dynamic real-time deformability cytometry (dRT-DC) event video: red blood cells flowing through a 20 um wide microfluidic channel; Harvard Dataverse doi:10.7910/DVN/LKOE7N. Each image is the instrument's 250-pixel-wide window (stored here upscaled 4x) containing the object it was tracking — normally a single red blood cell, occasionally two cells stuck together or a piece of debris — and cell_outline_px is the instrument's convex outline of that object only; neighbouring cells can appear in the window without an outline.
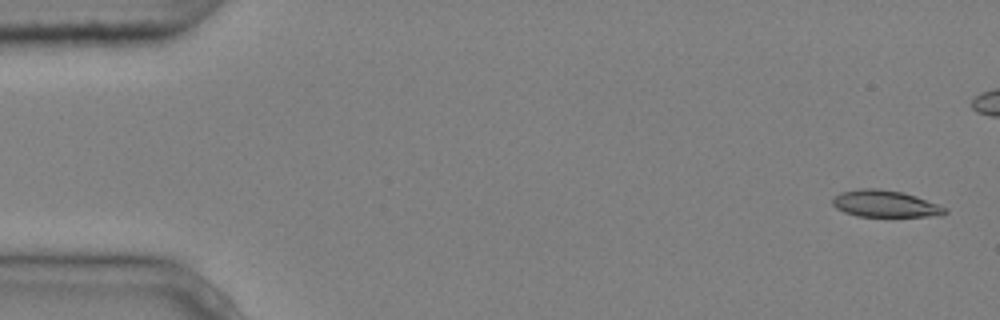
{"species": "common noctule bat (a hibernating species)", "species_latin": "Nyctalus noctula", "temperature_condition": "cold", "stored_images_in_passage": 6, "camera_frame_rate_fps": 3000, "um_per_image_px": 0.085, "animal": {"sex": "male", "body_mass_g": 20.4}, "frame": {"image": 1, "passage_image": 1, "time_ms": 0.0, "image_size_px": [1000, 320], "cell_outline_px": [[948, 212], [944, 216], [856, 216], [844, 212], [836, 208], [832, 204], [832, 200], [840, 192], [860, 188], [880, 188], [900, 192], [916, 196], [948, 208]], "centroid_in_image_um": [75.26, 17.32], "position_along_channel_um": 9.7, "area_um2": 17.63}}